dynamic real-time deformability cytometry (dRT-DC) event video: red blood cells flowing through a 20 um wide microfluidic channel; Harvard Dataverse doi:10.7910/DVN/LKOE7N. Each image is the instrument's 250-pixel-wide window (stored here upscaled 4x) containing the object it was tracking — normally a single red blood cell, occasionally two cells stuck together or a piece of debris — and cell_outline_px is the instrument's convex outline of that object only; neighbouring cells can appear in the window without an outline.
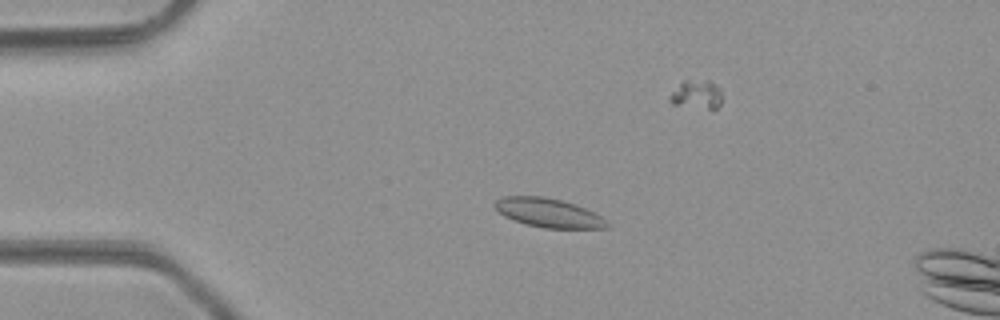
{"species": "common noctule bat (a hibernating species)", "species_latin": "Nyctalus noctula", "temperature_condition": "room temperature", "stored_images_in_passage": 41, "camera_frame_rate_fps": 3000, "um_per_image_px": 0.085, "animal": {"sex": "male", "body_mass_g": 23.1, "forearm_length_mm": 52.7}, "frame": {"image": 1, "passage_image": 3, "time_ms": 0.667, "image_size_px": [1000, 320], "cell_outline_px": [[612, 224], [608, 228], [544, 228], [512, 220], [504, 216], [492, 204], [496, 200], [504, 196], [540, 196], [560, 200], [576, 204], [600, 216]], "centroid_in_image_um": [46.62, 18.09], "position_along_channel_um": 38.4, "area_um2": 18.84}}
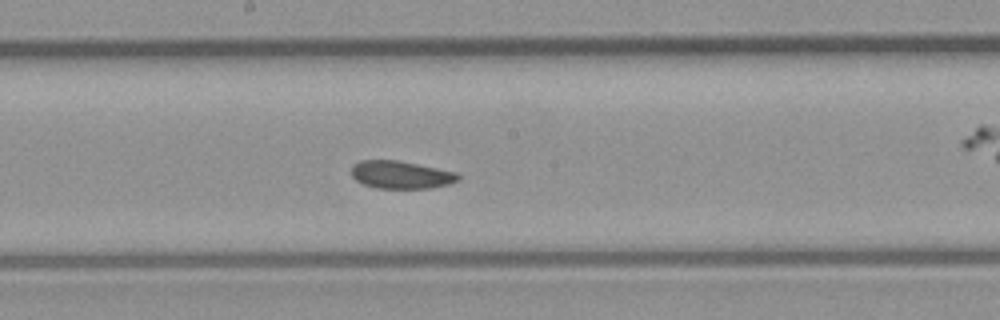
{"frame": {"image": 2, "passage_image": 18, "time_ms": 5.667, "image_size_px": [1000, 320], "cell_outline_px": [[460, 180], [448, 184], [432, 188], [376, 188], [364, 184], [356, 180], [352, 176], [352, 164], [360, 160], [396, 160], [456, 172], [460, 176]], "centroid_in_image_um": [34.07, 14.86], "position_along_channel_um": 214.1, "area_um2": 17.17}}
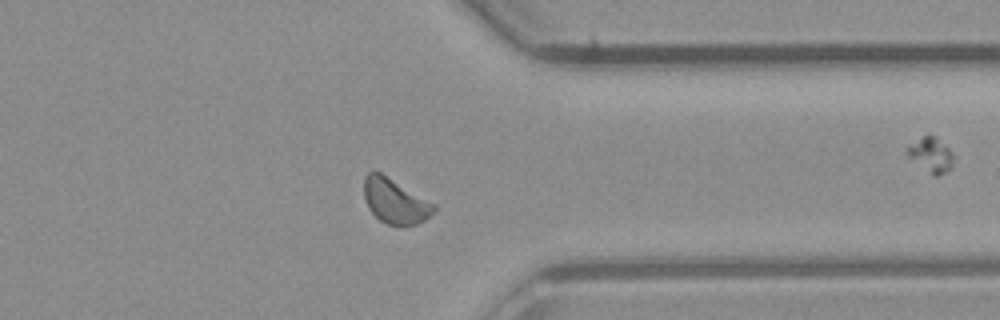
{"frame": {"image": 3, "passage_image": 30, "time_ms": 9.667, "image_size_px": [1000, 320], "cell_outline_px": [[436, 208], [424, 220], [416, 224], [404, 228], [400, 228], [388, 224], [380, 220], [368, 208], [364, 196], [364, 176], [368, 172], [380, 172], [436, 204]], "centroid_in_image_um": [33.58, 17.12], "position_along_channel_um": 377.8, "area_um2": 18.38}, "authors_computed_cell_mechanics": {"area_um2": 17.918, "velocity_mm_per_s": 4.2292, "shape_relaxation_time_tau1_ms": 4.8858, "shape_relaxation_time_tau2_ms": 5.3617, "deformation_change_tau1": 0.0723, "deformation_change_tau2": 0.0984}}